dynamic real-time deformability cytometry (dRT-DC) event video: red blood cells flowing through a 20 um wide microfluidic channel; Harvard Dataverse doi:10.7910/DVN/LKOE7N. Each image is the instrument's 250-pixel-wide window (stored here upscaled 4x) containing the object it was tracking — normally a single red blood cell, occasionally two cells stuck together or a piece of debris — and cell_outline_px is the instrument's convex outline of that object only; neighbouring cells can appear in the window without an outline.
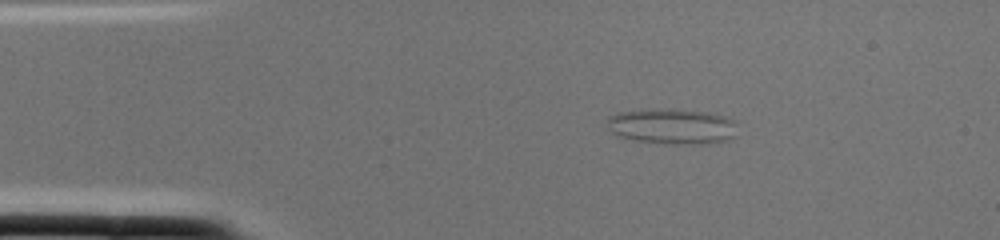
{"species": "common noctule bat (a hibernating species)", "species_latin": "Nyctalus noctula", "temperature_condition": "cold", "stored_images_in_passage": 2, "camera_frame_rate_fps": 3000, "um_per_image_px": 0.085, "animal": {"sex": "female", "body_mass_g": 22.0, "forearm_length_mm": 56.7}, "frame": {"image": 1, "passage_image": 1, "time_ms": 0.0, "image_size_px": [1000, 240], "cell_outline_px": [[736, 136], [728, 140], [704, 144], [664, 144], [632, 140], [616, 136], [608, 128], [608, 116], [616, 112], [708, 112], [724, 116], [736, 120]], "centroid_in_image_um": [57.18, 10.81], "position_along_channel_um": 27.8, "area_um2": 26.18}}